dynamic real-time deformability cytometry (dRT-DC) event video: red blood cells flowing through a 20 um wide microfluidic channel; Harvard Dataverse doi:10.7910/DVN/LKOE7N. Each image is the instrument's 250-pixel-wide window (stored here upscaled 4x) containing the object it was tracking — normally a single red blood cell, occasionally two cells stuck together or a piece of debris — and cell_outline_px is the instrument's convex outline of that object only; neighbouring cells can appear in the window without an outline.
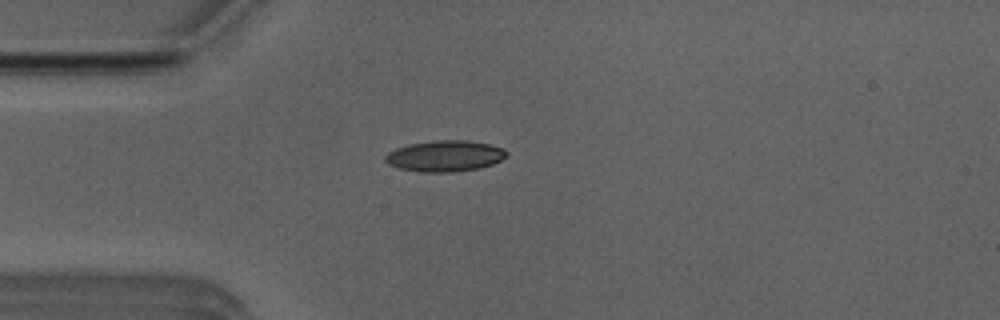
{"species": "Egyptian fruit bat (a non-hibernating species)", "species_latin": "Rousettus aegyptiacus", "temperature_condition": "room temperature", "stored_images_in_passage": 1, "camera_frame_rate_fps": 3000, "um_per_image_px": 0.085, "animal": {"sex": "male"}, "frame": {"image": 1, "passage_image": 1, "time_ms": 0.0, "image_size_px": [1000, 320], "cell_outline_px": [[508, 156], [492, 164], [480, 168], [452, 172], [420, 172], [396, 168], [388, 164], [384, 160], [384, 156], [388, 152], [396, 148], [412, 144], [440, 140], [464, 140], [488, 144], [504, 148], [508, 152]], "centroid_in_image_um": [37.81, 13.27], "position_along_channel_um": 47.2, "area_um2": 21.96}}